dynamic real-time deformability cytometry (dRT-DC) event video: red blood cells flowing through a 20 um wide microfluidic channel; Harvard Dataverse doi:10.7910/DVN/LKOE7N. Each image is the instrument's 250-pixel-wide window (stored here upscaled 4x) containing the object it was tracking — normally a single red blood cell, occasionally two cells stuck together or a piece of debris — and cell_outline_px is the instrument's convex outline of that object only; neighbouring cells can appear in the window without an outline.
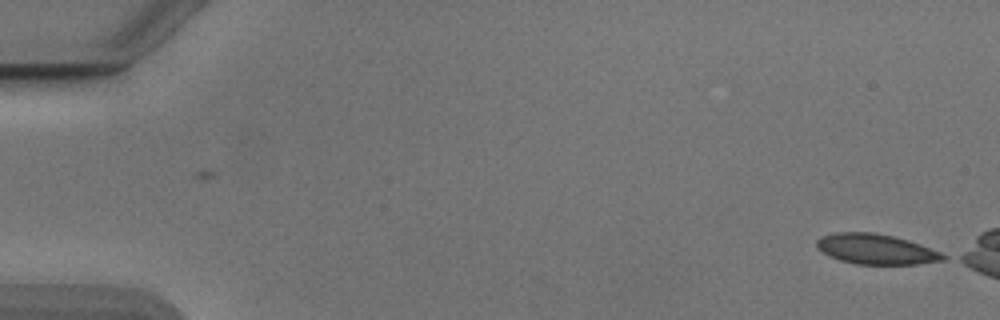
{"species": "Egyptian fruit bat (a non-hibernating species)", "species_latin": "Rousettus aegyptiacus", "temperature_condition": "cold", "stored_images_in_passage": 14, "camera_frame_rate_fps": 3000, "um_per_image_px": 0.085, "animal": {"sex": "male"}, "frame": {"image": 1, "passage_image": 1, "time_ms": 0.0, "image_size_px": [1000, 320], "cell_outline_px": [[948, 256], [944, 260], [916, 264], [856, 264], [840, 260], [824, 252], [816, 244], [816, 240], [820, 236], [836, 232], [876, 232], [908, 240], [920, 244], [940, 252]], "centroid_in_image_um": [74.47, 21.17], "position_along_channel_um": 10.5, "area_um2": 22.08}}